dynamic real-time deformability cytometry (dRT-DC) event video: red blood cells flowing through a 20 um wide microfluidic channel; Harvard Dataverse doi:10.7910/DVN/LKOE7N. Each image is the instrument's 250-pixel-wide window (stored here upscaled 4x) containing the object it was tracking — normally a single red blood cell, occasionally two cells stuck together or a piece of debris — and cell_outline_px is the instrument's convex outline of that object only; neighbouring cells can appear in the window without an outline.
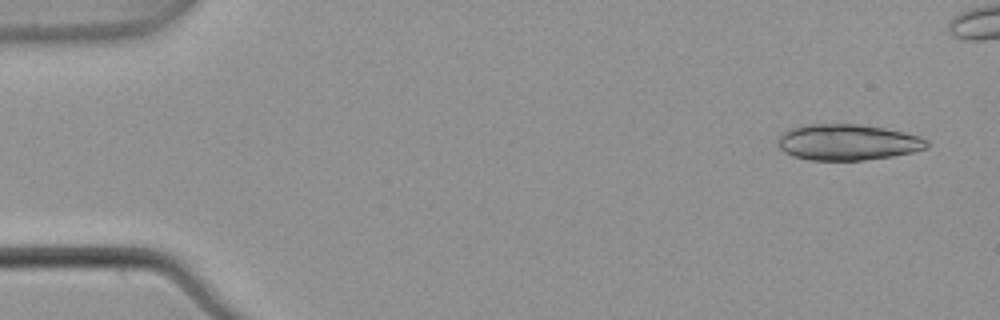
{"species": "common noctule bat (a hibernating species)", "species_latin": "Nyctalus noctula", "temperature_condition": "warm", "stored_images_in_passage": 6, "camera_frame_rate_fps": 3000, "um_per_image_px": 0.085, "animal": {"sex": "male", "body_mass_g": 21.5, "forearm_length_mm": 52.0}, "frame": {"image": 1, "passage_image": 1, "time_ms": 0.0, "image_size_px": [1000, 320], "cell_outline_px": [[928, 148], [912, 152], [892, 156], [864, 160], [808, 160], [792, 156], [784, 152], [776, 144], [776, 136], [780, 132], [788, 128], [808, 124], [860, 124], [884, 128], [904, 132], [920, 136], [928, 140]], "centroid_in_image_um": [71.98, 12.08], "position_along_channel_um": 13.0, "area_um2": 31.73}}
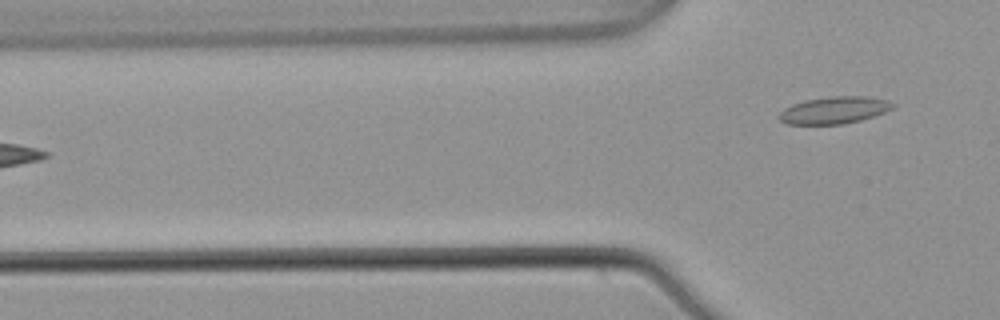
{"frame": {"image": 2, "passage_image": 6, "time_ms": 1.667, "image_size_px": [1000, 320], "cell_outline_px": [[896, 104], [892, 108], [884, 112], [860, 120], [844, 124], [788, 124], [780, 120], [776, 116], [784, 108], [792, 104], [804, 100], [828, 96], [864, 96], [888, 100]], "centroid_in_image_um": [70.87, 9.35], "position_along_channel_um": 54.9, "area_um2": 17.98}}